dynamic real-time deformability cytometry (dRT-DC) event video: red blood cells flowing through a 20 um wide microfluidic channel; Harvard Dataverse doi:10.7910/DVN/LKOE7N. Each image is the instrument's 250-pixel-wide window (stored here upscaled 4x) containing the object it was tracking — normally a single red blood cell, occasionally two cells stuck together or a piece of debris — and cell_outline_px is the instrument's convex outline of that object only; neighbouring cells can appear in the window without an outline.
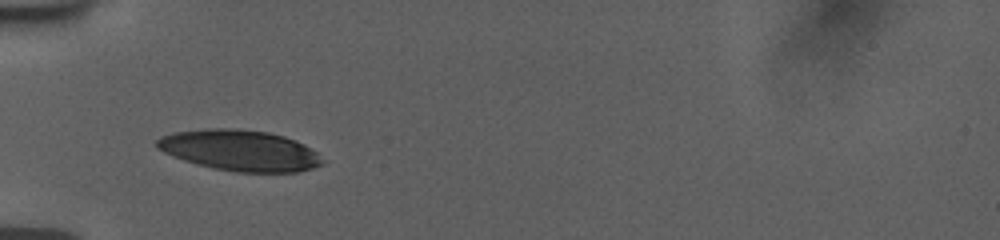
{"species": "human", "species_latin": "Homo sapiens", "temperature_condition": "room temperature", "stored_images_in_passage": 37, "camera_frame_rate_fps": 3000, "um_per_image_px": 0.085, "donor": {"sex": "female"}, "frame": {"image": 1, "passage_image": 1, "time_ms": 0.0, "image_size_px": [1000, 240], "cell_outline_px": [[324, 164], [300, 172], [236, 172], [212, 168], [184, 160], [172, 156], [156, 148], [156, 140], [160, 136], [172, 132], [208, 128], [236, 128], [268, 132], [284, 136], [296, 140], [304, 144], [316, 152], [324, 160]], "centroid_in_image_um": [20.38, 12.78], "position_along_channel_um": 64.6, "area_um2": 39.71}}
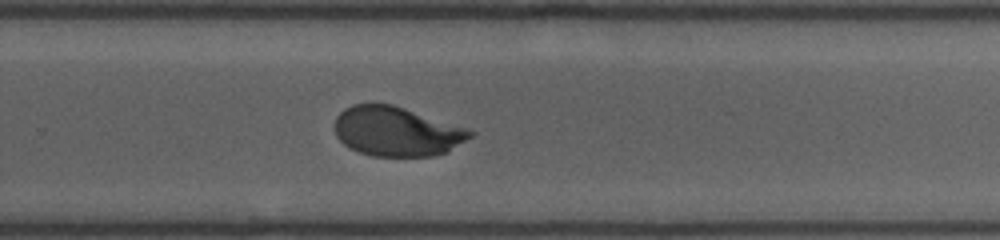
{"frame": {"image": 2, "passage_image": 20, "time_ms": 6.333, "image_size_px": [1000, 240], "cell_outline_px": [[476, 132], [472, 136], [448, 152], [432, 156], [372, 156], [348, 148], [336, 136], [336, 116], [344, 108], [352, 104], [392, 104]], "centroid_in_image_um": [33.68, 11.18], "position_along_channel_um": 296.1, "area_um2": 38.67}}
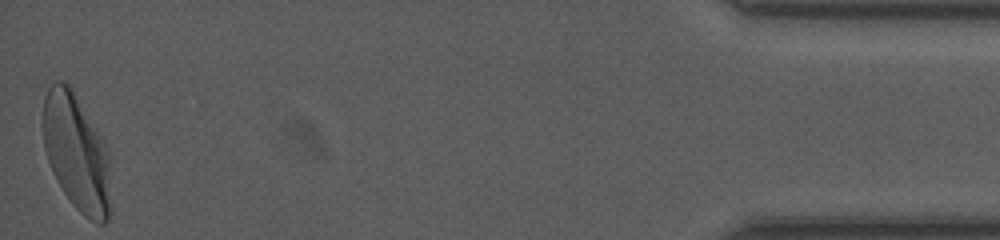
{"frame": {"image": 3, "passage_image": 37, "time_ms": 12.0, "image_size_px": [1000, 240], "cell_outline_px": [[108, 220], [104, 224], [96, 224], [84, 216], [72, 204], [56, 180], [52, 172], [44, 148], [44, 96], [48, 88], [56, 80], [64, 80], [72, 88], [108, 148]], "centroid_in_image_um": [6.48, 12.95], "position_along_channel_um": 428.7, "area_um2": 45.49}, "authors_computed_cell_mechanics": {"area_um2": 40.0554, "velocity_mm_per_s": 3.745, "shape_relaxation_time_tau1_ms": 4.0469, "shape_relaxation_time_tau2_ms": 0.8141, "deformation_change_tau1": 0.173, "deformation_change_tau2": 0.0487}}